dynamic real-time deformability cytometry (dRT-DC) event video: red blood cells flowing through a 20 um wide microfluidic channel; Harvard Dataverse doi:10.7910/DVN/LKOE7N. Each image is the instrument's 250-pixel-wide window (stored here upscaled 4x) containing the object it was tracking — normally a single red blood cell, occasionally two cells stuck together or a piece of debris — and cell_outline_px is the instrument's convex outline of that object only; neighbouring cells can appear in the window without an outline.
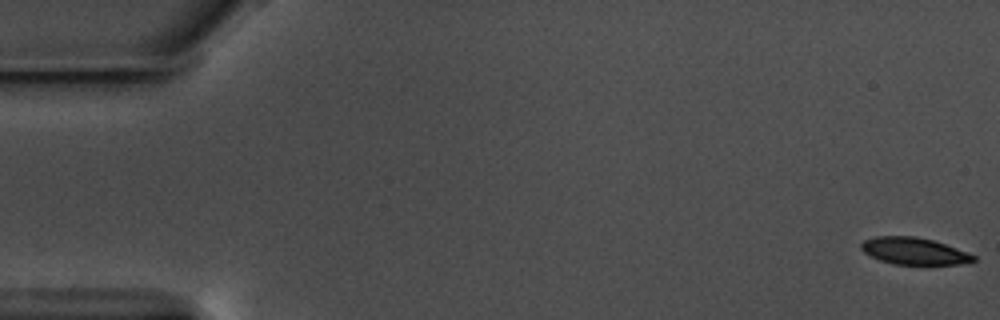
{"species": "common noctule bat (a hibernating species)", "species_latin": "Nyctalus noctula", "temperature_condition": "warm", "stored_images_in_passage": 29, "camera_frame_rate_fps": 3000, "um_per_image_px": 0.085, "animal": {"sex": "male", "body_mass_g": 17.5, "forearm_length_mm": 52.3}, "frame": {"image": 1, "passage_image": 1, "time_ms": 0.0, "image_size_px": [1000, 320], "cell_outline_px": [[976, 260], [960, 264], [892, 264], [880, 260], [864, 252], [860, 248], [860, 244], [864, 240], [876, 236], [916, 236], [932, 240], [944, 244], [976, 256]], "centroid_in_image_um": [77.65, 21.33], "position_along_channel_um": 7.3, "area_um2": 17.4}}
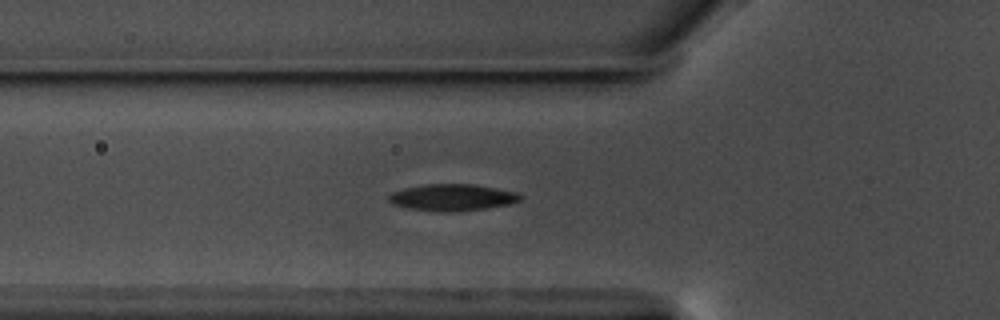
{"frame": {"image": 2, "passage_image": 21, "time_ms": 6.667, "image_size_px": [1000, 320], "cell_outline_px": [[524, 196], [520, 200], [508, 204], [484, 208], [452, 212], [440, 212], [408, 208], [392, 204], [388, 200], [388, 196], [392, 192], [404, 188], [424, 184], [472, 184], [496, 188], [516, 192]], "centroid_in_image_um": [38.42, 16.78], "position_along_channel_um": 87.4, "area_um2": 20.4}}
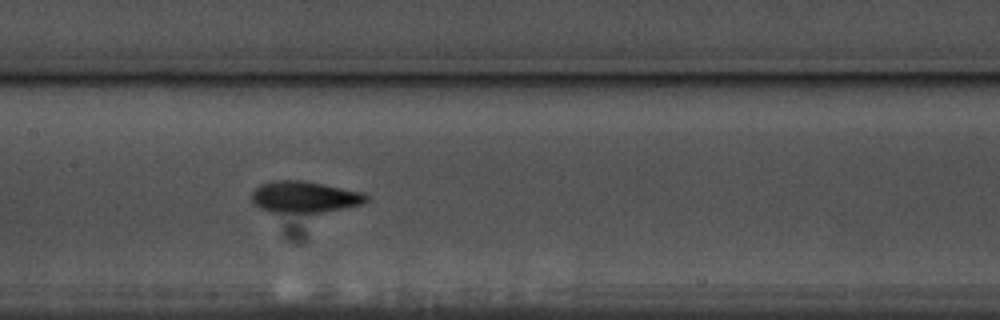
{"frame": {"image": 3, "passage_image": 29, "time_ms": 9.333, "image_size_px": [1000, 320], "cell_outline_px": [[368, 200], [364, 204], [324, 212], [268, 212], [260, 208], [252, 200], [252, 192], [260, 184], [272, 180], [300, 180], [324, 184], [364, 192], [368, 196]], "centroid_in_image_um": [25.91, 16.73], "position_along_channel_um": 181.5, "area_um2": 21.1}}